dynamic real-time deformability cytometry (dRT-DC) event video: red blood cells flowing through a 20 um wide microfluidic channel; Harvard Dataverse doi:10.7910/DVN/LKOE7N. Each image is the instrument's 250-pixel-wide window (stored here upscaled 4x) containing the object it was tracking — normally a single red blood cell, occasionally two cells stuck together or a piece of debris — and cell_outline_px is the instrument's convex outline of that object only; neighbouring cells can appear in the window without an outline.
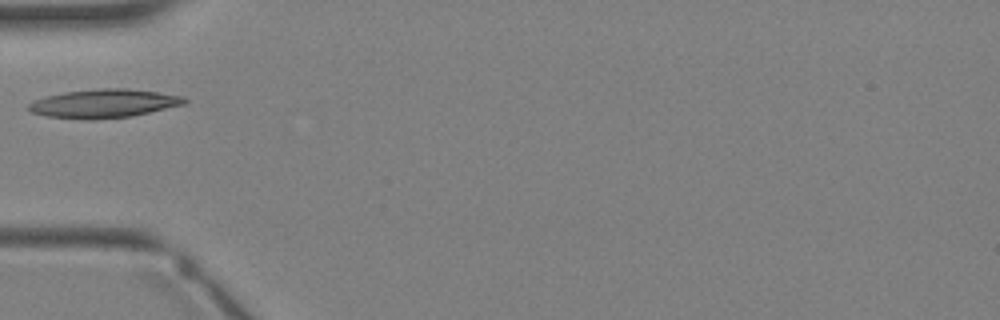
{"species": "Egyptian fruit bat (a non-hibernating species)", "species_latin": "Rousettus aegyptiacus", "temperature_condition": "warm", "stored_images_in_passage": 1, "camera_frame_rate_fps": 3000, "um_per_image_px": 0.085, "animal": {"sex": "female"}, "frame": {"image": 1, "passage_image": 1, "time_ms": 0.0, "image_size_px": [1000, 320], "cell_outline_px": [[188, 100], [184, 104], [132, 116], [92, 120], [84, 120], [48, 116], [32, 112], [24, 108], [28, 104], [36, 100], [48, 96], [64, 92], [100, 88], [128, 88], [184, 96]], "centroid_in_image_um": [8.82, 8.8], "position_along_channel_um": 76.2, "area_um2": 25.95}}